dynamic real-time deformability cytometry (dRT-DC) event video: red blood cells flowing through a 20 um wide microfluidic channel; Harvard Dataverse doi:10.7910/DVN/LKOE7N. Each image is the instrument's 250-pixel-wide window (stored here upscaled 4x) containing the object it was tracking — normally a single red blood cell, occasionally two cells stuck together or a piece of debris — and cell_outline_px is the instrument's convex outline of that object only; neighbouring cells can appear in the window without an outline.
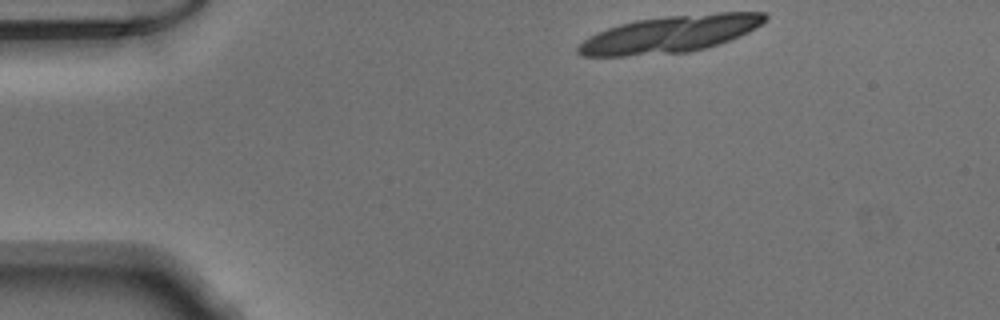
{"species": "Egyptian fruit bat (a non-hibernating species)", "species_latin": "Rousettus aegyptiacus", "temperature_condition": "warm", "stored_images_in_passage": 11, "camera_frame_rate_fps": 3000, "um_per_image_px": 0.085, "animal": {"sex": "male"}, "frame": {"image": 1, "passage_image": 1, "time_ms": 0.0, "image_size_px": [1000, 320], "cell_outline_px": [[768, 16], [756, 28], [740, 36], [720, 44], [688, 52], [624, 56], [580, 56], [576, 52], [576, 48], [588, 36], [596, 32], [620, 24], [636, 20], [668, 16], [720, 12], [764, 12]], "centroid_in_image_um": [56.94, 2.9], "position_along_channel_um": 28.1, "area_um2": 40.17}}